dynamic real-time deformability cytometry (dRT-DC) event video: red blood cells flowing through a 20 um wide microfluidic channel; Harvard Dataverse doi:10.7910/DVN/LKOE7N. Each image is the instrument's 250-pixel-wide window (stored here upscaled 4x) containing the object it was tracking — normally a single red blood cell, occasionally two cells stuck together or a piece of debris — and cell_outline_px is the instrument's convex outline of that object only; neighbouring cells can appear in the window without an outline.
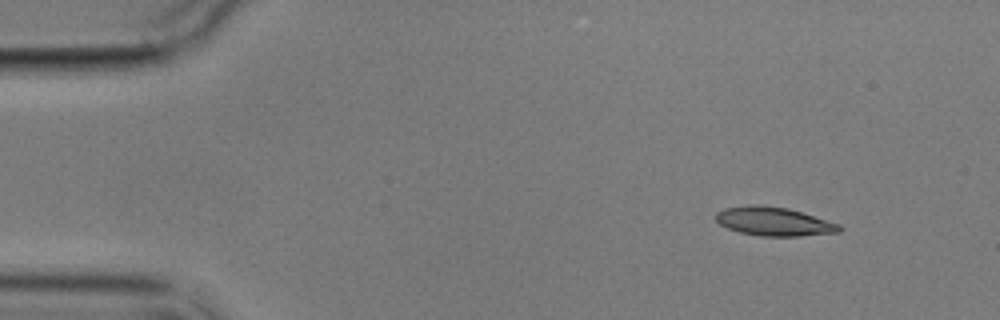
{"species": "common noctule bat (a hibernating species)", "species_latin": "Nyctalus noctula", "temperature_condition": "cold", "stored_images_in_passage": 4, "camera_frame_rate_fps": 3000, "um_per_image_px": 0.085, "animal": {"sex": "male", "body_mass_g": 17.9}, "frame": {"image": 1, "passage_image": 1, "time_ms": 0.0, "image_size_px": [1000, 320], "cell_outline_px": [[844, 228], [840, 232], [800, 236], [760, 236], [740, 232], [728, 228], [720, 224], [716, 220], [716, 212], [724, 208], [748, 204], [760, 204], [788, 208], [840, 224]], "centroid_in_image_um": [65.78, 18.81], "position_along_channel_um": 19.2, "area_um2": 20.81}}
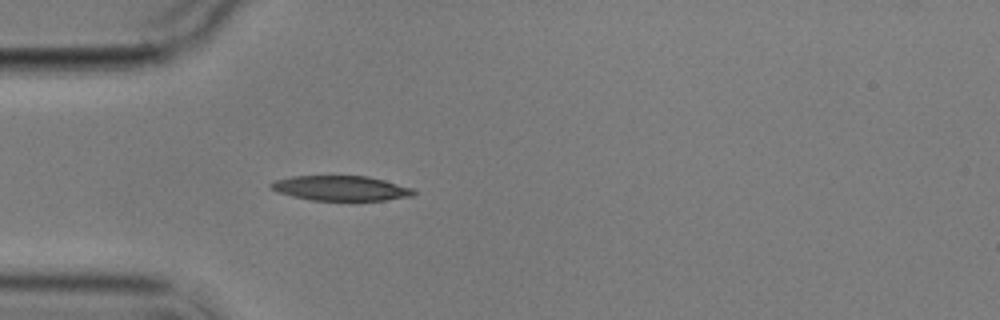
{"frame": {"image": 2, "passage_image": 4, "time_ms": 3.333, "image_size_px": [1000, 320], "cell_outline_px": [[416, 192], [412, 196], [384, 200], [312, 200], [292, 196], [276, 192], [268, 184], [276, 180], [292, 176], [368, 176], [384, 180], [412, 188]], "centroid_in_image_um": [28.95, 15.99], "position_along_channel_um": 56.0, "area_um2": 20.58}}